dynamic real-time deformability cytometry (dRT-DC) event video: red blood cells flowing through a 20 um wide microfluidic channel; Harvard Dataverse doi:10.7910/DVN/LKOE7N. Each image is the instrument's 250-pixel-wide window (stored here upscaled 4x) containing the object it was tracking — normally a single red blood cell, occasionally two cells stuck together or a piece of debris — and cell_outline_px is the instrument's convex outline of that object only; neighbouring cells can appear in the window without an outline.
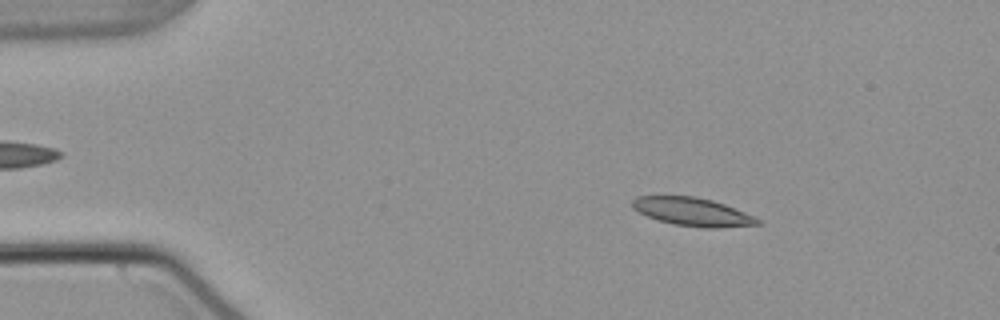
{"species": "common noctule bat (a hibernating species)", "species_latin": "Nyctalus noctula", "temperature_condition": "warm", "stored_images_in_passage": 52, "camera_frame_rate_fps": 3000, "um_per_image_px": 0.085, "animal": {"sex": "male", "body_mass_g": 21.5, "forearm_length_mm": 52.0}, "frame": {"image": 1, "passage_image": 7, "time_ms": 2.0, "image_size_px": [1000, 320], "cell_outline_px": [[764, 224], [716, 228], [700, 228], [676, 224], [656, 220], [632, 208], [632, 200], [636, 196], [696, 196], [712, 200], [724, 204], [744, 212], [760, 220]], "centroid_in_image_um": [58.86, 18.01], "position_along_channel_um": 26.1, "area_um2": 20.58}}
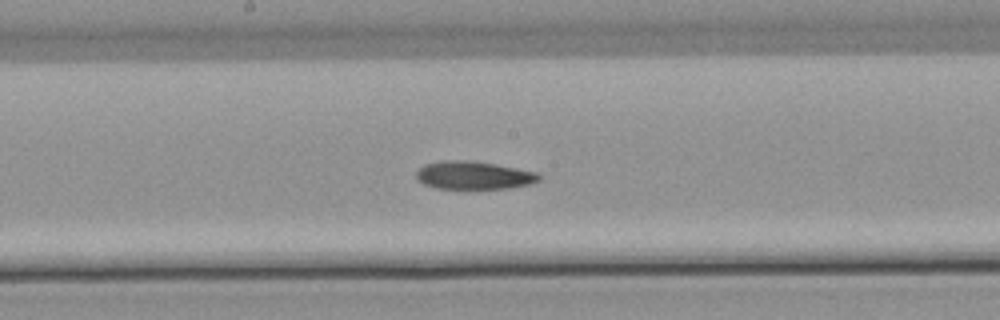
{"frame": {"image": 2, "passage_image": 27, "time_ms": 8.667, "image_size_px": [1000, 320], "cell_outline_px": [[540, 180], [532, 184], [508, 188], [436, 188], [424, 184], [416, 180], [416, 172], [424, 164], [444, 160], [472, 160], [496, 164], [540, 172]], "centroid_in_image_um": [40.29, 14.89], "position_along_channel_um": 207.9, "area_um2": 20.23}}
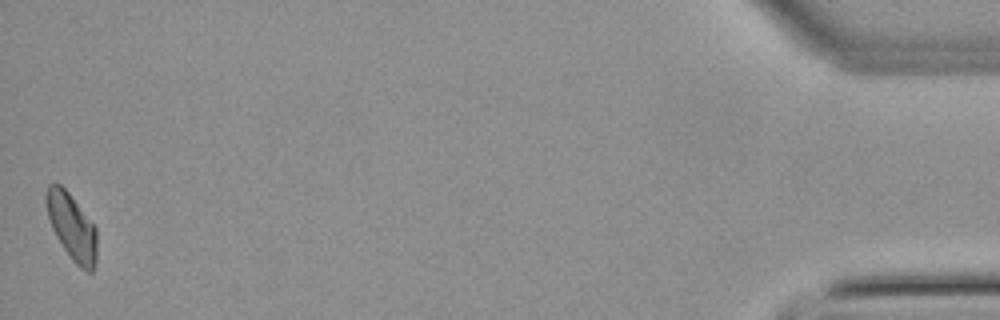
{"frame": {"image": 3, "passage_image": 52, "time_ms": 17.0, "image_size_px": [1000, 320], "cell_outline_px": [[96, 260], [92, 272], [88, 272], [80, 268], [72, 260], [56, 236], [52, 228], [48, 216], [44, 200], [44, 196], [48, 184], [60, 184], [68, 192], [96, 228]], "centroid_in_image_um": [6.08, 19.27], "position_along_channel_um": 429.1, "area_um2": 19.42}}